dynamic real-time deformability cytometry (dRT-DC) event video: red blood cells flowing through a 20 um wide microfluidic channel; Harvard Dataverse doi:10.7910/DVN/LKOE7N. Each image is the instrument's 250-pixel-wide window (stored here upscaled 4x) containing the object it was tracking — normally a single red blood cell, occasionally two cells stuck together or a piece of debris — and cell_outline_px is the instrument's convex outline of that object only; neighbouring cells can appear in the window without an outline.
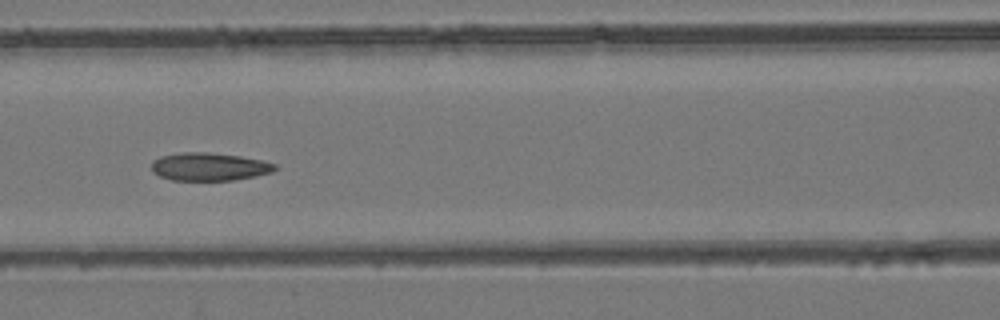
{"species": "common noctule bat (a hibernating species)", "species_latin": "Nyctalus noctula", "temperature_condition": "room temperature", "stored_images_in_passage": 8, "camera_frame_rate_fps": 3000, "um_per_image_px": 0.085, "animal": {"sex": "female", "body_mass_g": 24.6, "forearm_length_mm": 56.2}, "frame": {"image": 1, "passage_image": 7, "time_ms": 7.0, "image_size_px": [1000, 320], "cell_outline_px": [[276, 168], [272, 172], [256, 176], [232, 180], [172, 180], [160, 176], [152, 172], [152, 160], [160, 156], [180, 152], [208, 152], [240, 156], [264, 160], [276, 164]], "centroid_in_image_um": [17.78, 14.16], "position_along_channel_um": 148.8, "area_um2": 20.23}}
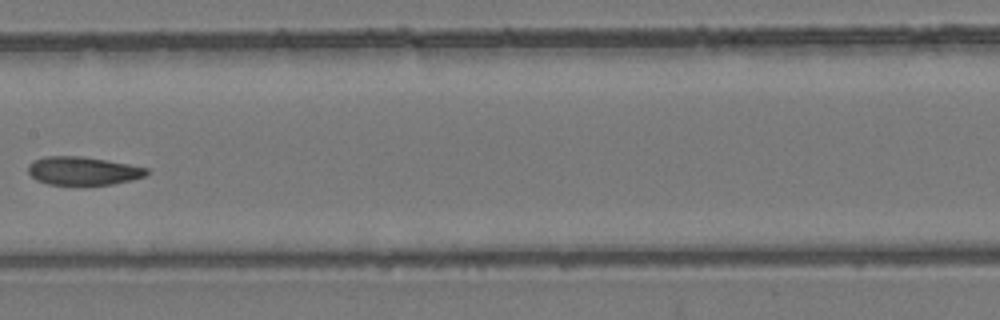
{"frame": {"image": 2, "passage_image": 8, "time_ms": 8.333, "image_size_px": [1000, 320], "cell_outline_px": [[148, 172], [144, 176], [132, 180], [112, 184], [48, 184], [36, 180], [28, 172], [28, 164], [32, 160], [44, 156], [80, 156], [128, 164], [148, 168]], "centroid_in_image_um": [7.01, 14.51], "position_along_channel_um": 200.4, "area_um2": 19.36}}